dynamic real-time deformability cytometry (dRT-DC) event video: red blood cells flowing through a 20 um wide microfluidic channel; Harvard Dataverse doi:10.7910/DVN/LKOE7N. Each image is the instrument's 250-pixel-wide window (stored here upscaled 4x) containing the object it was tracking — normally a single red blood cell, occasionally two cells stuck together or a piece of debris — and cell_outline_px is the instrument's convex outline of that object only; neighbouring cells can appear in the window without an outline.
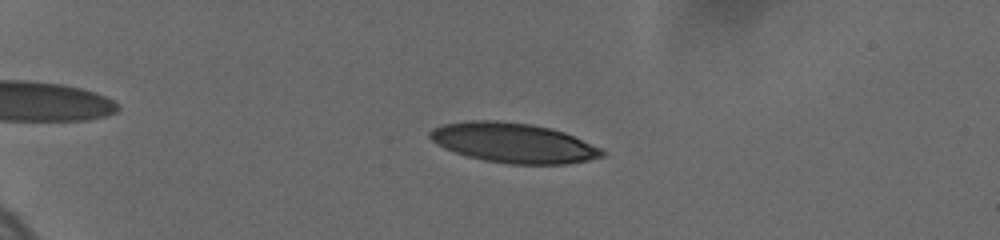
{"species": "human", "species_latin": "Homo sapiens", "temperature_condition": "cold", "stored_images_in_passage": 26, "camera_frame_rate_fps": 3000, "um_per_image_px": 0.085, "donor": {"sex": "female"}, "frame": {"image": 1, "passage_image": 9, "time_ms": 1.667, "image_size_px": [1000, 240], "cell_outline_px": [[604, 156], [588, 160], [564, 164], [508, 164], [484, 160], [468, 156], [444, 148], [436, 144], [428, 136], [428, 132], [432, 128], [444, 124], [472, 120], [500, 120], [532, 124], [552, 128], [564, 132], [604, 148]], "centroid_in_image_um": [43.65, 12.13], "position_along_channel_um": 41.3, "area_um2": 40.17}}
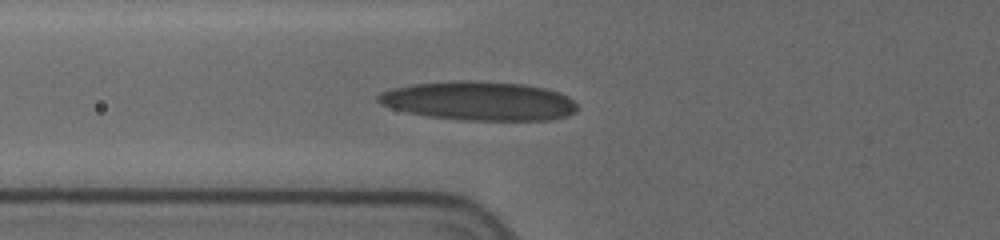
{"frame": {"image": 2, "passage_image": 25, "time_ms": 4.667, "image_size_px": [1000, 240], "cell_outline_px": [[576, 108], [572, 112], [564, 116], [548, 120], [464, 120], [428, 116], [408, 112], [392, 108], [380, 104], [376, 100], [376, 96], [380, 92], [392, 88], [412, 84], [452, 80], [476, 80], [524, 84], [548, 88], [560, 92], [568, 96], [576, 104]], "centroid_in_image_um": [40.68, 8.56], "position_along_channel_um": 85.1, "area_um2": 45.37}}